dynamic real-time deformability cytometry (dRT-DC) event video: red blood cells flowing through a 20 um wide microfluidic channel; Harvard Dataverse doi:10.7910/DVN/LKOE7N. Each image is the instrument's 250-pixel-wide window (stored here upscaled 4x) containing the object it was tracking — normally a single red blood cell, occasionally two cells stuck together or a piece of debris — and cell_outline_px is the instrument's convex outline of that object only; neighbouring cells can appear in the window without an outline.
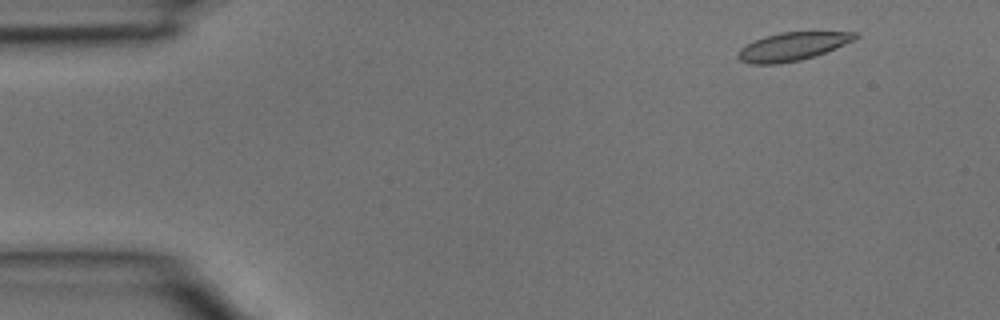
{"species": "common noctule bat (a hibernating species)", "species_latin": "Nyctalus noctula", "temperature_condition": "room temperature", "stored_images_in_passage": 3, "camera_frame_rate_fps": 3000, "um_per_image_px": 0.085, "animal": {"sex": "male", "body_mass_g": 15.6}, "frame": {"image": 1, "passage_image": 1, "time_ms": 0.0, "image_size_px": [1000, 320], "cell_outline_px": [[860, 36], [856, 40], [816, 56], [800, 60], [776, 64], [752, 64], [740, 60], [736, 56], [740, 48], [764, 36], [780, 32], [860, 32]], "centroid_in_image_um": [67.41, 3.95], "position_along_channel_um": 17.6, "area_um2": 19.36}}
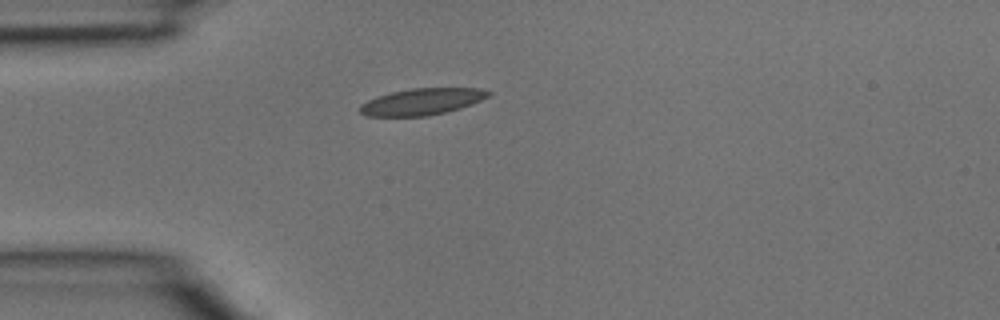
{"frame": {"image": 2, "passage_image": 3, "time_ms": 0.667, "image_size_px": [1000, 320], "cell_outline_px": [[492, 92], [488, 96], [472, 104], [460, 108], [428, 116], [368, 116], [360, 112], [360, 104], [368, 100], [392, 92], [412, 88], [480, 88]], "centroid_in_image_um": [35.88, 8.64], "position_along_channel_um": 49.1, "area_um2": 19.65}}